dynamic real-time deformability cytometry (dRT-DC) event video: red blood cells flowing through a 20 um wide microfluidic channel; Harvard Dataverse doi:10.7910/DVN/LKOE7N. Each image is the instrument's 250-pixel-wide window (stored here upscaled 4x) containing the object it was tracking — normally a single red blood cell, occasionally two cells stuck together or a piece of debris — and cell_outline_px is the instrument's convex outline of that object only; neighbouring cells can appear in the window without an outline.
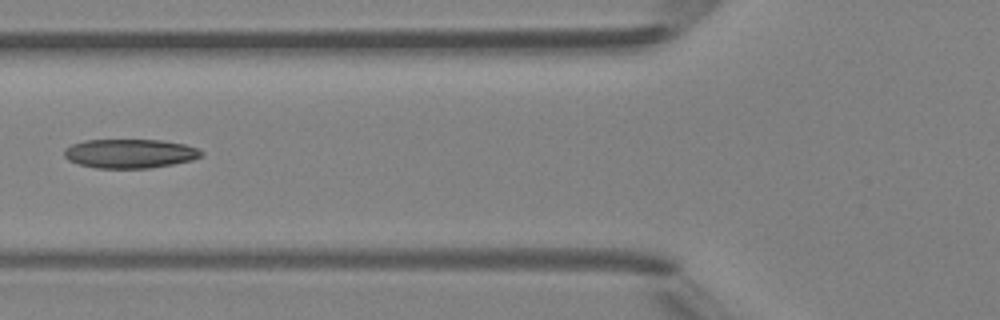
{"species": "Egyptian fruit bat (a non-hibernating species)", "species_latin": "Rousettus aegyptiacus", "temperature_condition": "room temperature", "stored_images_in_passage": 5, "camera_frame_rate_fps": 3000, "um_per_image_px": 0.085, "animal": {"sex": "female"}, "frame": {"image": 1, "passage_image": 5, "time_ms": 4.333, "image_size_px": [1000, 320], "cell_outline_px": [[204, 156], [192, 160], [172, 164], [148, 168], [96, 168], [80, 164], [68, 160], [64, 156], [64, 148], [72, 144], [84, 140], [160, 140], [184, 144], [196, 148], [204, 152]], "centroid_in_image_um": [11.04, 13.05], "position_along_channel_um": 114.8, "area_um2": 23.24}}